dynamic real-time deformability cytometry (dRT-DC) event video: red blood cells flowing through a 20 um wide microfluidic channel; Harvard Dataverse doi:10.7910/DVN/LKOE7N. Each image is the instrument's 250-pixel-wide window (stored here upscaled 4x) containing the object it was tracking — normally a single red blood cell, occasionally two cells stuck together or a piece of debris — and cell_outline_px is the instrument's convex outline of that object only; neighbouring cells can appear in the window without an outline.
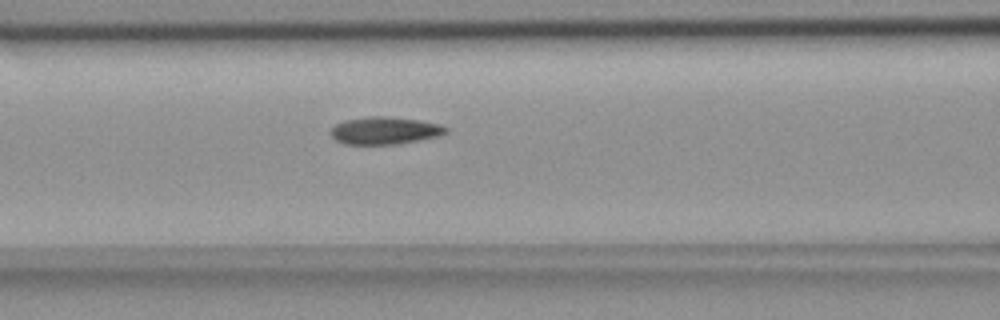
{"species": "common noctule bat (a hibernating species)", "species_latin": "Nyctalus noctula", "temperature_condition": "room temperature", "stored_images_in_passage": 48, "camera_frame_rate_fps": 3000, "um_per_image_px": 0.085, "animal": {"sex": "female", "body_mass_g": 18.4}, "frame": {"image": 1, "passage_image": 23, "time_ms": 7.333, "image_size_px": [1000, 320], "cell_outline_px": [[448, 132], [440, 136], [396, 144], [344, 144], [336, 140], [328, 132], [336, 124], [344, 120], [368, 116], [388, 116], [420, 120], [440, 124], [448, 128]], "centroid_in_image_um": [32.71, 11.09], "position_along_channel_um": 133.9, "area_um2": 18.55}}
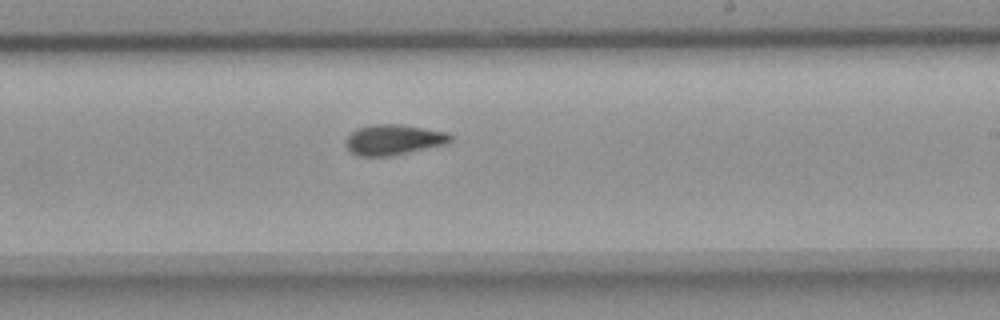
{"frame": {"image": 2, "passage_image": 33, "time_ms": 10.667, "image_size_px": [1000, 320], "cell_outline_px": [[452, 140], [444, 144], [392, 156], [356, 156], [348, 148], [344, 140], [356, 128], [372, 124], [400, 124], [448, 132], [452, 136]], "centroid_in_image_um": [33.43, 11.87], "position_along_channel_um": 255.6, "area_um2": 18.55}}
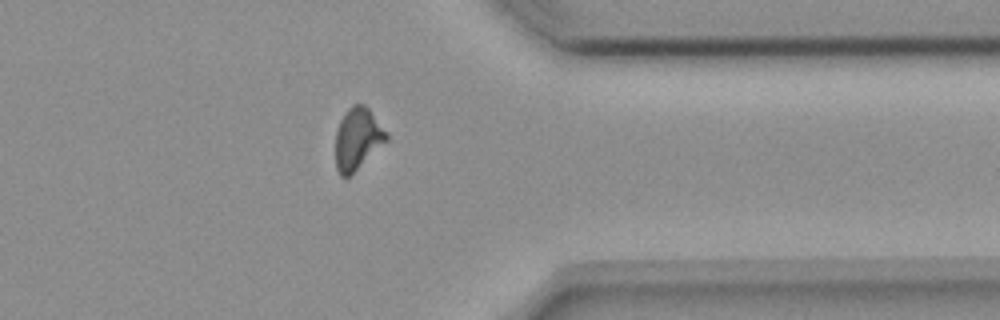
{"frame": {"image": 3, "passage_image": 44, "time_ms": 14.333, "image_size_px": [1000, 320], "cell_outline_px": [[388, 140], [348, 176], [340, 176], [336, 168], [336, 132], [340, 120], [344, 112], [352, 104], [364, 104], [368, 108], [388, 132]], "centroid_in_image_um": [30.39, 11.75], "position_along_channel_um": 381.0, "area_um2": 18.15}, "authors_computed_cell_mechanics": {"area_um2": 18.2359, "velocity_mm_per_s": 3.6622, "shape_relaxation_time_tau1_ms": 8.9604, "shape_relaxation_time_tau2_ms": 3.2225, "deformation_change_tau1": 0.2028, "deformation_change_tau2": 0.0999}}